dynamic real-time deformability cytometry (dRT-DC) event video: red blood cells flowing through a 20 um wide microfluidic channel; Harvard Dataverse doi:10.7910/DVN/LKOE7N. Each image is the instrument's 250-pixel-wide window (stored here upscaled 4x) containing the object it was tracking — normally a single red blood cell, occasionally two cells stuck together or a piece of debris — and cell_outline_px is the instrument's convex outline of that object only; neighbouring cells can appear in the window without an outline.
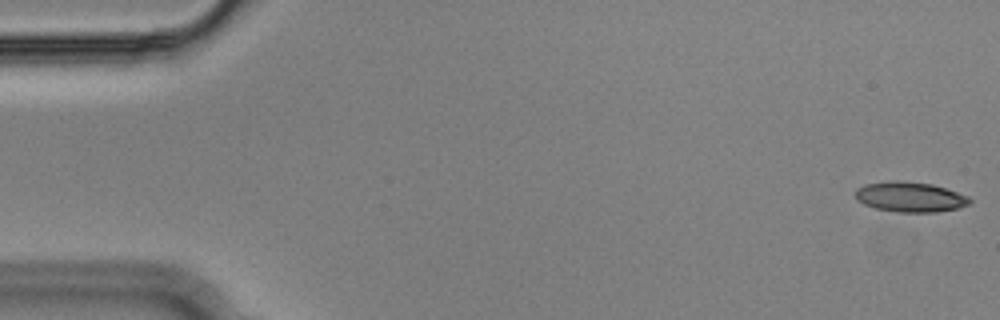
{"species": "Egyptian fruit bat (a non-hibernating species)", "species_latin": "Rousettus aegyptiacus", "temperature_condition": "cold", "stored_images_in_passage": 54, "segment_of_instrument_passage": [1, 2], "camera_frame_rate_fps": 3000, "um_per_image_px": 0.085, "animal": {"sex": "male"}, "frame": {"image": 1, "passage_image": 1, "time_ms": 0.0, "image_size_px": [1000, 320], "cell_outline_px": [[972, 200], [968, 204], [956, 208], [936, 212], [896, 212], [876, 208], [864, 204], [856, 200], [856, 188], [864, 184], [888, 180], [900, 180], [932, 184], [968, 196]], "centroid_in_image_um": [77.31, 16.73], "position_along_channel_um": 7.7, "area_um2": 20.06}}
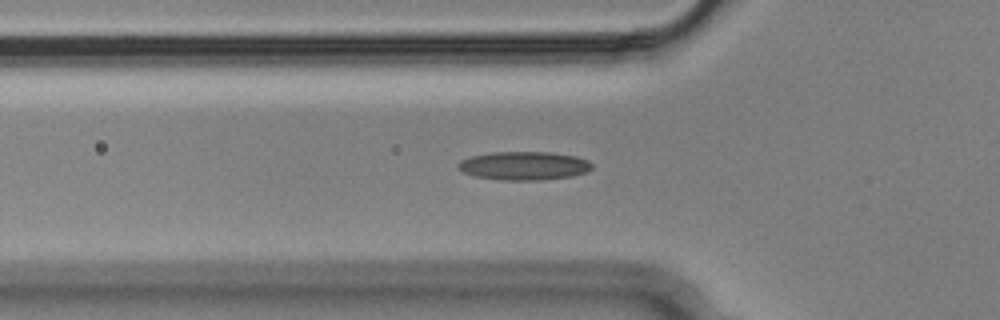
{"frame": {"image": 2, "passage_image": 18, "time_ms": 5.667, "image_size_px": [1000, 320], "cell_outline_px": [[592, 168], [584, 172], [572, 176], [540, 180], [500, 180], [476, 176], [464, 172], [456, 164], [460, 160], [472, 156], [492, 152], [552, 152], [576, 156], [588, 160], [592, 164]], "centroid_in_image_um": [44.55, 14.08], "position_along_channel_um": 81.3, "area_um2": 22.14}}
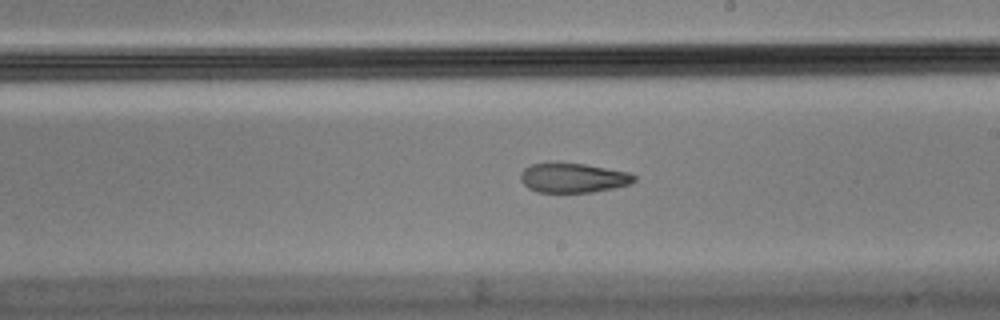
{"frame": {"image": 3, "passage_image": 31, "time_ms": 10.0, "image_size_px": [1000, 320], "cell_outline_px": [[636, 180], [632, 184], [592, 192], [536, 192], [528, 188], [520, 180], [520, 172], [524, 168], [532, 164], [548, 160], [556, 160], [584, 164], [628, 172], [636, 176]], "centroid_in_image_um": [48.66, 15.08], "position_along_channel_um": 240.3, "area_um2": 20.17}}